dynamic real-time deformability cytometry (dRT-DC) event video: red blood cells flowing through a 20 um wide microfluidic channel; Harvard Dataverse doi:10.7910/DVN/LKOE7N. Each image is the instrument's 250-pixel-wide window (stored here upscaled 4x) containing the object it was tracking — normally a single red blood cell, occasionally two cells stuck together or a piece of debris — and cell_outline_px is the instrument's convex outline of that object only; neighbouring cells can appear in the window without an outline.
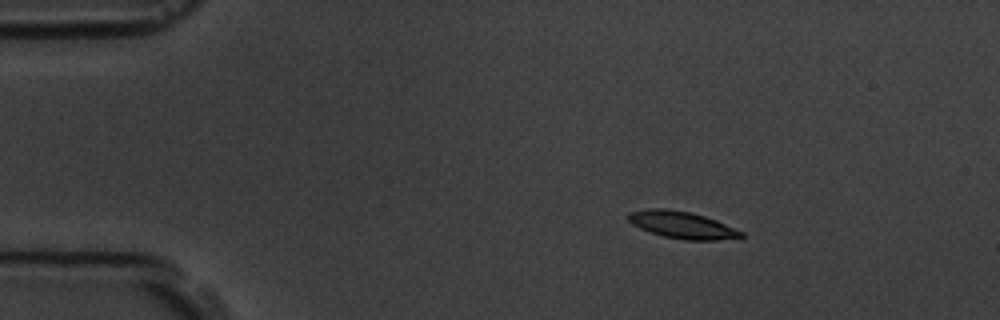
{"species": "common noctule bat (a hibernating species)", "species_latin": "Nyctalus noctula", "temperature_condition": "room temperature", "stored_images_in_passage": 5, "camera_frame_rate_fps": 3000, "um_per_image_px": 0.085, "animal": {"sex": "male", "body_mass_g": 19.5, "forearm_length_mm": 54.6}, "frame": {"image": 1, "passage_image": 2, "time_ms": 2.0, "image_size_px": [1000, 320], "cell_outline_px": [[744, 236], [716, 240], [684, 240], [664, 236], [640, 228], [632, 224], [624, 216], [628, 212], [648, 208], [668, 208], [692, 212], [716, 220], [744, 232]], "centroid_in_image_um": [57.93, 19.1], "position_along_channel_um": 27.1, "area_um2": 17.86}}